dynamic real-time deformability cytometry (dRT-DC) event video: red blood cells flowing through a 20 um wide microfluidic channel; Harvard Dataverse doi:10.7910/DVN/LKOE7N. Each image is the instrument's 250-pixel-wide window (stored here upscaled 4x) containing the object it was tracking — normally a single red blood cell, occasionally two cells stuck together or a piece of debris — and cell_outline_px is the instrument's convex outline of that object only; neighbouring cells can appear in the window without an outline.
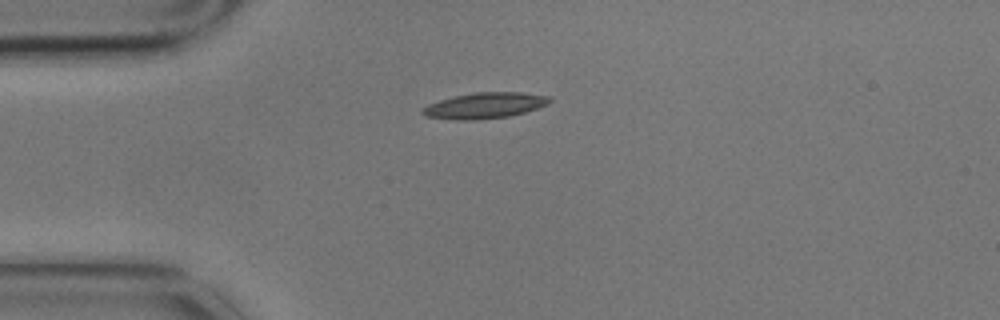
{"species": "common noctule bat (a hibernating species)", "species_latin": "Nyctalus noctula", "temperature_condition": "cold", "stored_images_in_passage": 7, "camera_frame_rate_fps": 3000, "um_per_image_px": 0.085, "animal": {"sex": "male", "body_mass_g": 17.9}, "frame": {"image": 1, "passage_image": 1, "time_ms": 0.0, "image_size_px": [1000, 320], "cell_outline_px": [[552, 100], [548, 104], [524, 112], [508, 116], [476, 120], [456, 120], [424, 116], [420, 112], [428, 104], [440, 100], [456, 96], [476, 92], [520, 92], [548, 96]], "centroid_in_image_um": [41.19, 8.97], "position_along_channel_um": 43.8, "area_um2": 18.96}}
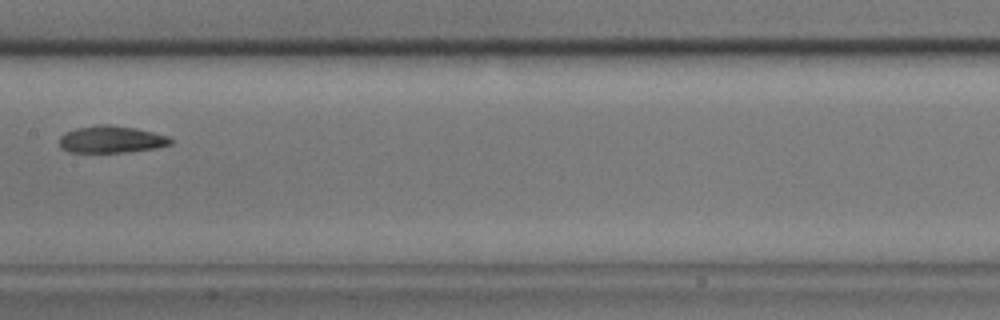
{"frame": {"image": 2, "passage_image": 5, "time_ms": 1.333, "image_size_px": [1000, 320], "cell_outline_px": [[172, 144], [156, 148], [124, 152], [68, 152], [60, 148], [60, 136], [64, 132], [76, 128], [100, 124], [108, 124], [136, 128], [168, 136], [172, 140]], "centroid_in_image_um": [9.43, 11.84], "position_along_channel_um": 198.0, "area_um2": 17.57}}
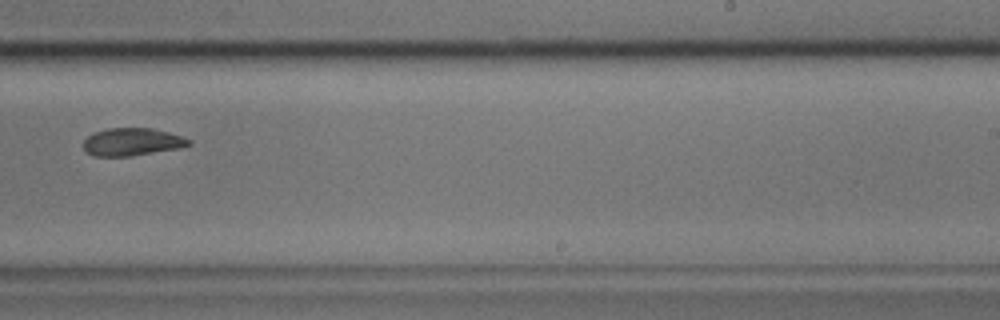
{"frame": {"image": 3, "passage_image": 7, "time_ms": 2.0, "image_size_px": [1000, 320], "cell_outline_px": [[192, 144], [180, 148], [132, 156], [92, 156], [84, 152], [84, 140], [92, 132], [108, 128], [152, 128], [168, 132], [192, 140]], "centroid_in_image_um": [11.21, 12.06], "position_along_channel_um": 277.8, "area_um2": 17.17}}